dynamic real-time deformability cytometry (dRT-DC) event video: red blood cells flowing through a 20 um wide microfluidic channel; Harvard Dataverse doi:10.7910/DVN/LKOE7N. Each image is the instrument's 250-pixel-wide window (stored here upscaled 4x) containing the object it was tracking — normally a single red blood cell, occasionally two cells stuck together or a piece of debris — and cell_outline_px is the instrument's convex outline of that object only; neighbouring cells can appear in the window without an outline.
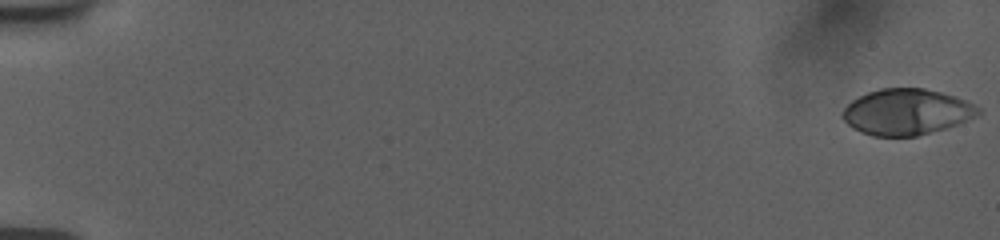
{"species": "human", "species_latin": "Homo sapiens", "temperature_condition": "room temperature", "stored_images_in_passage": 56, "camera_frame_rate_fps": 3000, "um_per_image_px": 0.085, "donor": {"sex": "female"}, "frame": {"image": 1, "passage_image": 1, "time_ms": 0.0, "image_size_px": [1000, 240], "cell_outline_px": [[980, 112], [976, 116], [956, 124], [944, 128], [916, 136], [872, 136], [860, 132], [852, 128], [840, 116], [840, 112], [852, 100], [868, 92], [880, 88], [924, 88], [956, 96], [980, 108]], "centroid_in_image_um": [77.01, 9.51], "position_along_channel_um": 8.0, "area_um2": 36.18}}
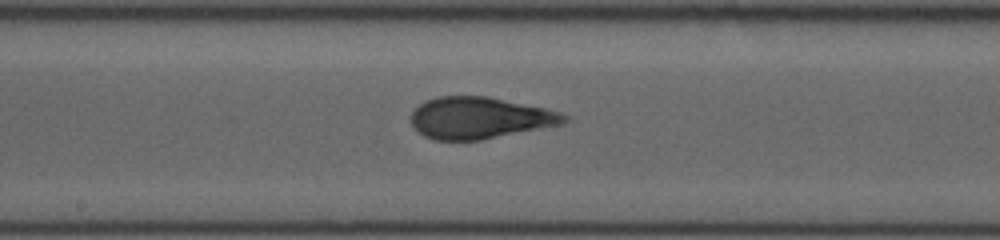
{"frame": {"image": 2, "passage_image": 32, "time_ms": 10.333, "image_size_px": [1000, 240], "cell_outline_px": [[568, 120], [564, 124], [480, 140], [432, 140], [424, 136], [412, 124], [412, 112], [424, 100], [436, 96], [488, 96], [544, 108], [560, 112], [568, 116]], "centroid_in_image_um": [40.78, 10.02], "position_along_channel_um": 207.4, "area_um2": 37.11}}
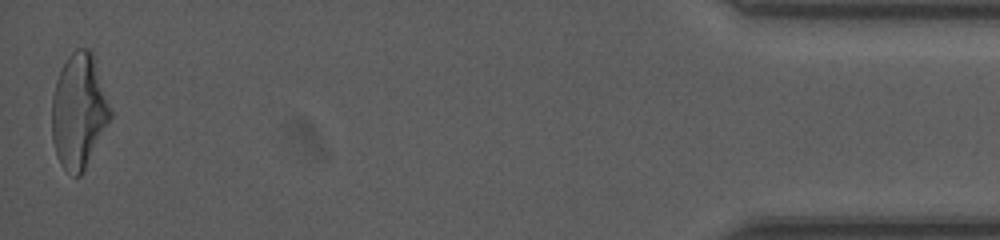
{"frame": {"image": 3, "passage_image": 56, "time_ms": 18.333, "image_size_px": [1000, 240], "cell_outline_px": [[112, 116], [80, 176], [72, 176], [60, 164], [56, 156], [52, 140], [52, 96], [56, 80], [68, 56], [76, 48], [88, 48], [92, 52], [112, 112]], "centroid_in_image_um": [6.68, 9.45], "position_along_channel_um": 428.5, "area_um2": 38.67}, "authors_computed_cell_mechanics": {"area_um2": 36.9053, "velocity_mm_per_s": 3.759, "shape_relaxation_time_tau1_ms": 8.5379, "shape_relaxation_time_tau2_ms": 0.9949, "deformation_change_tau1": 0.2621, "deformation_change_tau2": 0.0834}}